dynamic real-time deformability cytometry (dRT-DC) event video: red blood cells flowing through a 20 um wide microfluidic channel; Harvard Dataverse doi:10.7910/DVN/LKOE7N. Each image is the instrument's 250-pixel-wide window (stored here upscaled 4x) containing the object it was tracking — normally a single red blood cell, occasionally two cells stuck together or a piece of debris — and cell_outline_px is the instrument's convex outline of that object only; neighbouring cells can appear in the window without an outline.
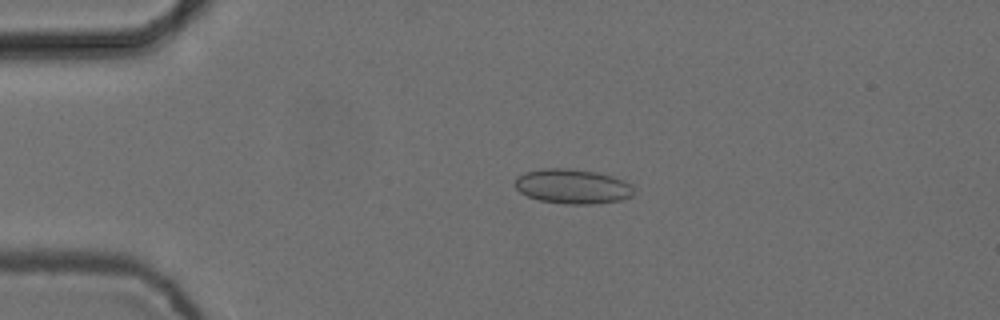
{"species": "common noctule bat (a hibernating species)", "species_latin": "Nyctalus noctula", "temperature_condition": "cold", "stored_images_in_passage": 3, "camera_frame_rate_fps": 3000, "um_per_image_px": 0.085, "animal": {"sex": "female", "body_mass_g": 24.6, "forearm_length_mm": 56.2}, "frame": {"image": 1, "passage_image": 2, "time_ms": 0.333, "image_size_px": [1000, 320], "cell_outline_px": [[632, 196], [620, 200], [592, 204], [564, 204], [540, 200], [528, 196], [520, 192], [516, 188], [516, 176], [524, 172], [544, 168], [572, 168], [596, 172], [612, 176], [624, 180], [632, 184]], "centroid_in_image_um": [48.66, 15.83], "position_along_channel_um": 36.3, "area_um2": 24.04}}